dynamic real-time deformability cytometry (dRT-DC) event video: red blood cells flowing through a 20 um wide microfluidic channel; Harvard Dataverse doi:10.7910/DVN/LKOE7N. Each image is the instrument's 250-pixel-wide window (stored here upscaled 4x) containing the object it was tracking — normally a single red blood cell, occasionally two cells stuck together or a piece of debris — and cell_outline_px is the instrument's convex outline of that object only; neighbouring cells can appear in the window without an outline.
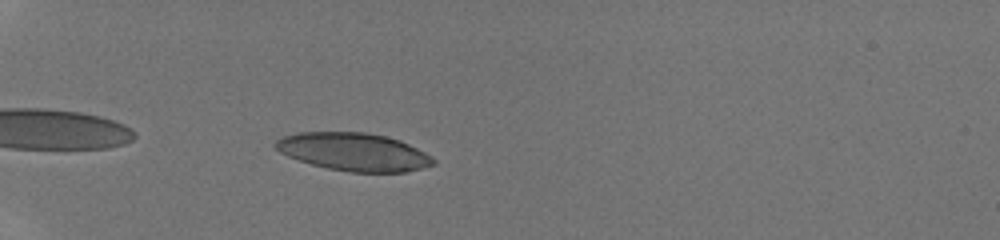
{"species": "human", "species_latin": "Homo sapiens", "temperature_condition": "room temperature", "stored_images_in_passage": 32, "camera_frame_rate_fps": 3000, "um_per_image_px": 0.085, "donor": {"sex": "male"}, "frame": {"image": 1, "passage_image": 2, "time_ms": 0.333, "image_size_px": [1000, 240], "cell_outline_px": [[436, 164], [404, 172], [352, 172], [328, 168], [312, 164], [288, 156], [280, 152], [272, 144], [276, 140], [284, 136], [296, 132], [364, 132], [384, 136], [400, 140], [432, 156], [436, 160]], "centroid_in_image_um": [30.06, 12.9], "position_along_channel_um": 54.9, "area_um2": 34.68}}
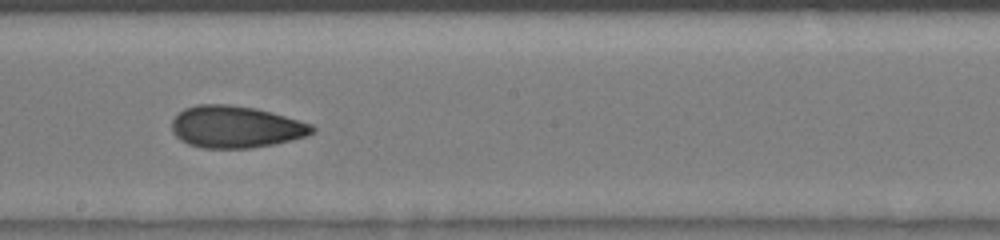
{"frame": {"image": 2, "passage_image": 15, "time_ms": 4.667, "image_size_px": [1000, 240], "cell_outline_px": [[316, 132], [308, 136], [276, 144], [248, 148], [200, 148], [188, 144], [180, 140], [172, 132], [172, 120], [184, 108], [196, 104], [228, 104], [256, 108], [272, 112], [312, 124], [316, 128]], "centroid_in_image_um": [20.06, 10.79], "position_along_channel_um": 228.1, "area_um2": 34.68}}
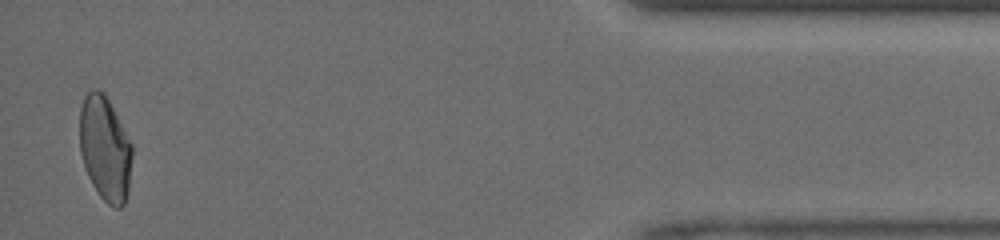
{"frame": {"image": 3, "passage_image": 31, "time_ms": 10.0, "image_size_px": [1000, 240], "cell_outline_px": [[132, 156], [128, 192], [124, 204], [120, 208], [116, 208], [108, 204], [100, 196], [92, 184], [88, 176], [80, 152], [80, 108], [84, 96], [92, 88], [96, 88], [104, 92], [132, 144]], "centroid_in_image_um": [8.93, 12.62], "position_along_channel_um": 426.3, "area_um2": 31.96}}